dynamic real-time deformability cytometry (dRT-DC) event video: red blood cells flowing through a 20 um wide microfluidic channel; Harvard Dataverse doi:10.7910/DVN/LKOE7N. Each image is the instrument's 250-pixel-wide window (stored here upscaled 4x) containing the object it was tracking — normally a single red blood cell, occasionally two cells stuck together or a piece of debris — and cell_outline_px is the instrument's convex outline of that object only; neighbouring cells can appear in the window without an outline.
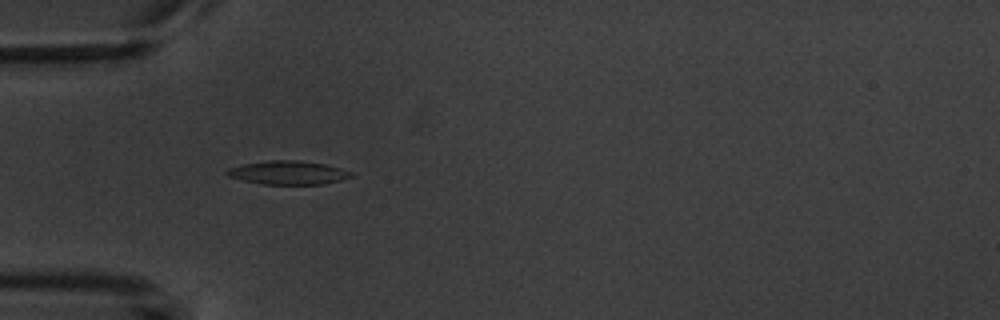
{"species": "common noctule bat (a hibernating species)", "species_latin": "Nyctalus noctula", "temperature_condition": "warm", "stored_images_in_passage": 5, "camera_frame_rate_fps": 3000, "um_per_image_px": 0.085, "animal": {"sex": "male", "body_mass_g": 20.1, "forearm_length_mm": 53.5}, "frame": {"image": 1, "passage_image": 4, "time_ms": 3.667, "image_size_px": [1000, 320], "cell_outline_px": [[352, 176], [340, 180], [324, 184], [260, 184], [228, 176], [224, 172], [228, 168], [240, 164], [268, 160], [300, 160], [324, 164], [340, 168], [352, 172]], "centroid_in_image_um": [24.44, 14.67], "position_along_channel_um": 60.6, "area_um2": 17.11}}